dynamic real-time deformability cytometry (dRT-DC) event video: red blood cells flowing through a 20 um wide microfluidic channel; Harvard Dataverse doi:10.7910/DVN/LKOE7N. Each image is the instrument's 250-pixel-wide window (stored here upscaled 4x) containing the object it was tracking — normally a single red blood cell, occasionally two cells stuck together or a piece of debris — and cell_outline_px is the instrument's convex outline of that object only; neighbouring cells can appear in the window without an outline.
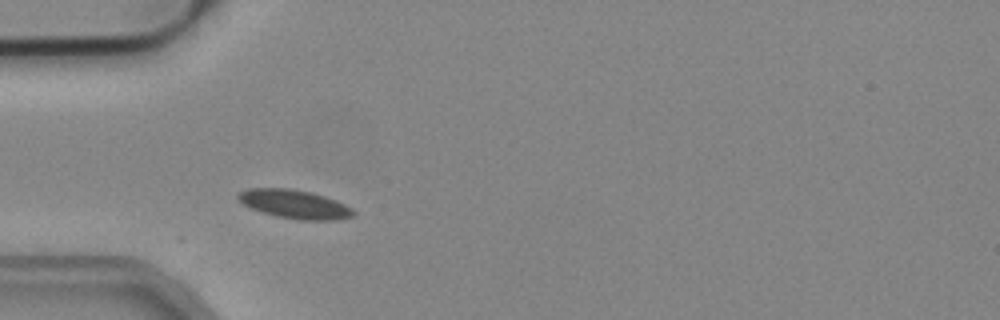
{"species": "common noctule bat (a hibernating species)", "species_latin": "Nyctalus noctula", "temperature_condition": "cold", "stored_images_in_passage": 38, "camera_frame_rate_fps": 3000, "um_per_image_px": 0.085, "animal": {"sex": "male", "body_mass_g": 19.2, "forearm_length_mm": 51.8}, "frame": {"image": 1, "passage_image": 1, "time_ms": 0.0, "image_size_px": [1000, 320], "cell_outline_px": [[356, 212], [352, 216], [340, 220], [300, 220], [276, 216], [252, 208], [244, 204], [236, 196], [240, 192], [248, 188], [292, 188], [312, 192], [336, 200], [352, 208]], "centroid_in_image_um": [25.08, 17.35], "position_along_channel_um": 59.9, "area_um2": 19.25}}
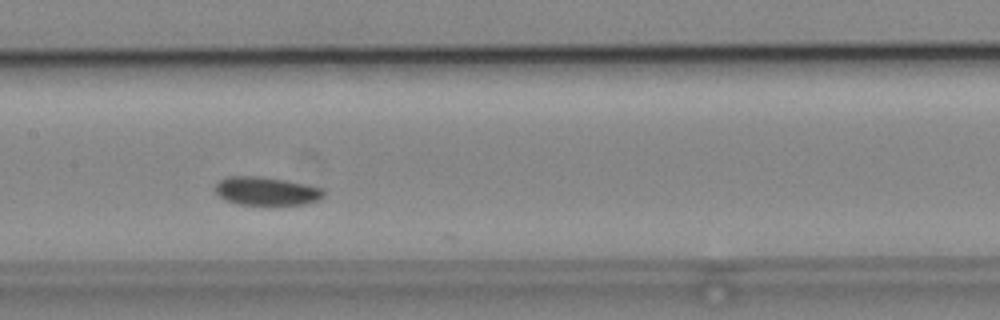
{"frame": {"image": 2, "passage_image": 11, "time_ms": 3.333, "image_size_px": [1000, 320], "cell_outline_px": [[328, 192], [320, 200], [304, 204], [272, 208], [240, 204], [224, 200], [216, 192], [216, 184], [220, 180], [228, 176], [256, 176], [284, 180], [324, 188]], "centroid_in_image_um": [22.71, 16.3], "position_along_channel_um": 184.7, "area_um2": 18.79}}
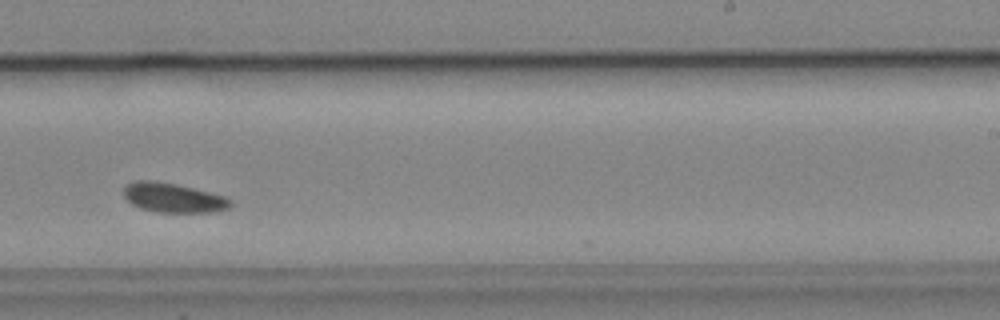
{"frame": {"image": 3, "passage_image": 18, "time_ms": 5.667, "image_size_px": [1000, 320], "cell_outline_px": [[232, 204], [228, 208], [212, 212], [156, 212], [140, 208], [132, 204], [124, 196], [124, 188], [128, 184], [136, 180], [152, 180], [176, 184], [224, 196]], "centroid_in_image_um": [14.68, 16.81], "position_along_channel_um": 274.3, "area_um2": 18.03}, "authors_computed_cell_mechanics": {"area_um2": 17.8891, "velocity_mm_per_s": 3.8541, "shape_relaxation_time_tau1_ms": 1.2249, "shape_relaxation_time_tau2_ms": null, "deformation_change_tau1": 0.0526, "deformation_change_tau2": null}}